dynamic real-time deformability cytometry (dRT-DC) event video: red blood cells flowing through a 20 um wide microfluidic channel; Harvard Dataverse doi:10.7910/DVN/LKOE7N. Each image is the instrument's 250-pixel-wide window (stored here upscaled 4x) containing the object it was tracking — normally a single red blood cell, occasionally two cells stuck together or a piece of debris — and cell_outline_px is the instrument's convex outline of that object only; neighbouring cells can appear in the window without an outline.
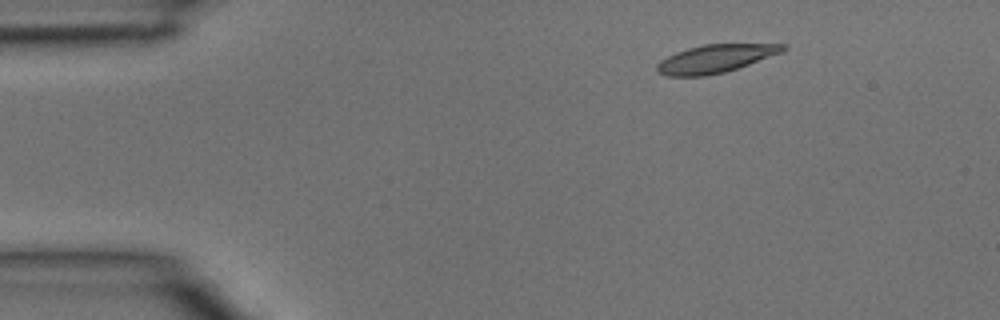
{"species": "common noctule bat (a hibernating species)", "species_latin": "Nyctalus noctula", "temperature_condition": "room temperature", "stored_images_in_passage": 5, "camera_frame_rate_fps": 3000, "um_per_image_px": 0.085, "animal": {"sex": "male", "body_mass_g": 15.6}, "frame": {"image": 1, "passage_image": 2, "time_ms": 0.333, "image_size_px": [1000, 320], "cell_outline_px": [[788, 48], [780, 52], [748, 64], [724, 72], [704, 76], [668, 76], [656, 72], [656, 64], [660, 60], [676, 52], [688, 48], [704, 44], [788, 44]], "centroid_in_image_um": [60.75, 4.98], "position_along_channel_um": 24.2, "area_um2": 20.35}}
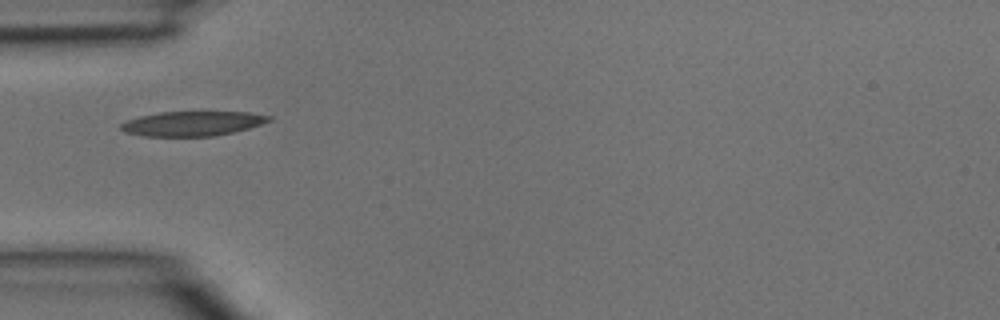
{"frame": {"image": 2, "passage_image": 4, "time_ms": 1.0, "image_size_px": [1000, 320], "cell_outline_px": [[272, 120], [248, 128], [232, 132], [212, 136], [144, 136], [124, 132], [120, 128], [120, 124], [128, 120], [140, 116], [160, 112], [248, 112], [272, 116]], "centroid_in_image_um": [16.34, 10.5], "position_along_channel_um": 68.7, "area_um2": 21.1}}
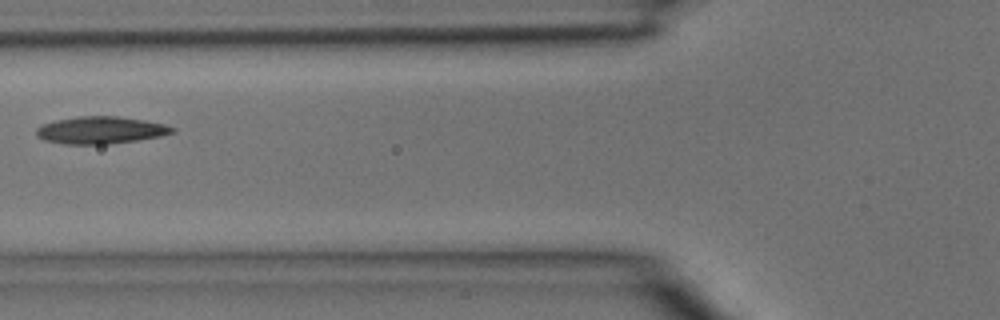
{"frame": {"image": 3, "passage_image": 5, "time_ms": 1.333, "image_size_px": [1000, 320], "cell_outline_px": [[176, 132], [160, 136], [136, 140], [108, 144], [64, 144], [44, 140], [36, 136], [36, 128], [40, 124], [56, 120], [80, 116], [120, 116], [144, 120], [164, 124], [176, 128]], "centroid_in_image_um": [8.54, 11.06], "position_along_channel_um": 117.3, "area_um2": 21.68}}